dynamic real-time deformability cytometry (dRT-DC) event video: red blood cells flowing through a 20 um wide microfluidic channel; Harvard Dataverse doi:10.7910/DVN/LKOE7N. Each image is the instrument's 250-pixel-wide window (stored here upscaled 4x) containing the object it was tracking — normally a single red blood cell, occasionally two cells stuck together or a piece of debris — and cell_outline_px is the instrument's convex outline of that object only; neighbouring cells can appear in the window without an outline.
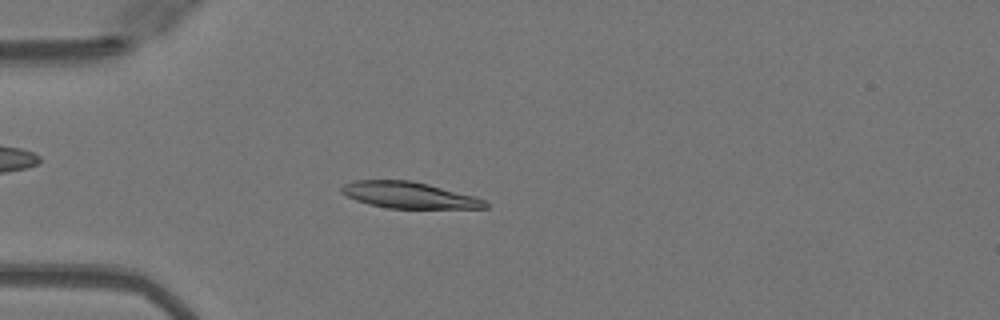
{"species": "Egyptian fruit bat (a non-hibernating species)", "species_latin": "Rousettus aegyptiacus", "temperature_condition": "warm", "stored_images_in_passage": 49, "camera_frame_rate_fps": 3000, "um_per_image_px": 0.085, "animal": {"sex": "female"}, "frame": {"image": 1, "passage_image": 13, "time_ms": 4.0, "image_size_px": [1000, 320], "cell_outline_px": [[488, 208], [388, 208], [368, 204], [356, 200], [340, 192], [340, 188], [344, 184], [352, 180], [412, 180], [476, 196], [484, 200], [488, 204]], "centroid_in_image_um": [34.75, 16.58], "position_along_channel_um": 50.2, "area_um2": 22.08}}
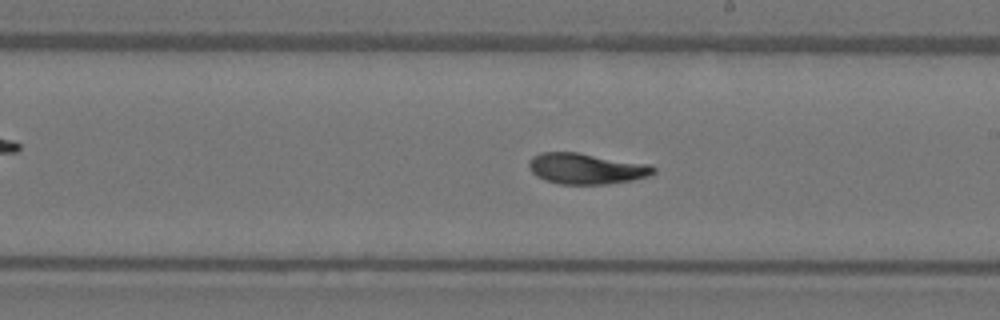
{"frame": {"image": 2, "passage_image": 28, "time_ms": 9.0, "image_size_px": [1000, 320], "cell_outline_px": [[656, 172], [648, 176], [632, 180], [608, 184], [560, 184], [544, 180], [536, 176], [532, 172], [528, 164], [528, 160], [532, 156], [540, 152], [576, 152], [652, 164], [656, 168]], "centroid_in_image_um": [49.84, 14.33], "position_along_channel_um": 239.2, "area_um2": 22.66}}
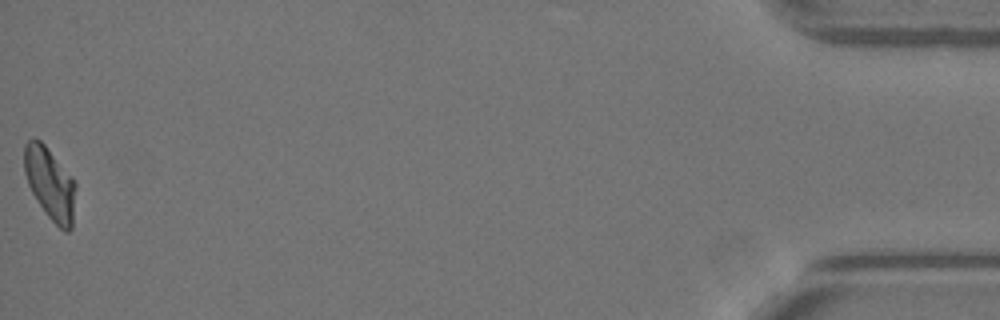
{"frame": {"image": 3, "passage_image": 49, "time_ms": 16.0, "image_size_px": [1000, 320], "cell_outline_px": [[76, 188], [72, 228], [68, 232], [64, 232], [48, 216], [32, 192], [28, 184], [24, 172], [24, 144], [32, 136], [40, 140], [44, 144], [72, 176], [76, 184]], "centroid_in_image_um": [4.26, 15.58], "position_along_channel_um": 430.9, "area_um2": 21.68}, "authors_computed_cell_mechanics": {"area_um2": 22.3108, "velocity_mm_per_s": 4.0741, "shape_relaxation_time_tau1_ms": 5.4414, "shape_relaxation_time_tau2_ms": 1.6598, "deformation_change_tau1": 0.2172, "deformation_change_tau2": 0.0719}}